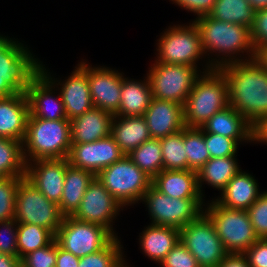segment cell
<instances>
[{"label":"cell","instance_id":"cell-1","mask_svg":"<svg viewBox=\"0 0 267 267\" xmlns=\"http://www.w3.org/2000/svg\"><path fill=\"white\" fill-rule=\"evenodd\" d=\"M228 82L229 105L252 126L267 116V70L254 59L219 68Z\"/></svg>","mask_w":267,"mask_h":267},{"label":"cell","instance_id":"cell-2","mask_svg":"<svg viewBox=\"0 0 267 267\" xmlns=\"http://www.w3.org/2000/svg\"><path fill=\"white\" fill-rule=\"evenodd\" d=\"M194 23L200 31L204 53L213 51L219 54L222 53V55L227 54L225 55L226 58L221 57L220 61H217V59L216 61H209L210 64L207 63L206 71L219 69L235 62L248 61L238 57L236 59L234 54L236 53L237 56L240 51L246 52L247 55L250 54L248 55L250 60L255 58V49L252 44L249 27L213 19L209 15L197 17ZM232 54L233 56H231ZM227 57L229 58L227 59Z\"/></svg>","mask_w":267,"mask_h":267},{"label":"cell","instance_id":"cell-3","mask_svg":"<svg viewBox=\"0 0 267 267\" xmlns=\"http://www.w3.org/2000/svg\"><path fill=\"white\" fill-rule=\"evenodd\" d=\"M183 105L185 127L201 128L216 112L229 106L228 82L219 69L203 72Z\"/></svg>","mask_w":267,"mask_h":267},{"label":"cell","instance_id":"cell-4","mask_svg":"<svg viewBox=\"0 0 267 267\" xmlns=\"http://www.w3.org/2000/svg\"><path fill=\"white\" fill-rule=\"evenodd\" d=\"M22 143L26 163L32 164L31 161L38 159L67 158L71 148L70 120L28 118Z\"/></svg>","mask_w":267,"mask_h":267},{"label":"cell","instance_id":"cell-5","mask_svg":"<svg viewBox=\"0 0 267 267\" xmlns=\"http://www.w3.org/2000/svg\"><path fill=\"white\" fill-rule=\"evenodd\" d=\"M21 43L0 35V99L26 93L30 78L39 70L36 58Z\"/></svg>","mask_w":267,"mask_h":267},{"label":"cell","instance_id":"cell-6","mask_svg":"<svg viewBox=\"0 0 267 267\" xmlns=\"http://www.w3.org/2000/svg\"><path fill=\"white\" fill-rule=\"evenodd\" d=\"M209 204L204 212L213 222L227 253L244 254L259 239L247 210L229 209L216 200Z\"/></svg>","mask_w":267,"mask_h":267},{"label":"cell","instance_id":"cell-7","mask_svg":"<svg viewBox=\"0 0 267 267\" xmlns=\"http://www.w3.org/2000/svg\"><path fill=\"white\" fill-rule=\"evenodd\" d=\"M96 177L122 206L142 200L144 193L152 185V178L128 155L102 169Z\"/></svg>","mask_w":267,"mask_h":267},{"label":"cell","instance_id":"cell-8","mask_svg":"<svg viewBox=\"0 0 267 267\" xmlns=\"http://www.w3.org/2000/svg\"><path fill=\"white\" fill-rule=\"evenodd\" d=\"M63 219L59 205L48 200L29 180L24 178L19 183L15 211L17 223L35 224L55 236Z\"/></svg>","mask_w":267,"mask_h":267},{"label":"cell","instance_id":"cell-9","mask_svg":"<svg viewBox=\"0 0 267 267\" xmlns=\"http://www.w3.org/2000/svg\"><path fill=\"white\" fill-rule=\"evenodd\" d=\"M180 241L193 254L199 267H217L228 255L205 212L180 229Z\"/></svg>","mask_w":267,"mask_h":267},{"label":"cell","instance_id":"cell-10","mask_svg":"<svg viewBox=\"0 0 267 267\" xmlns=\"http://www.w3.org/2000/svg\"><path fill=\"white\" fill-rule=\"evenodd\" d=\"M202 200V198H172L158 191L153 185L144 193L142 199L148 205L151 224L171 226L179 230L204 212Z\"/></svg>","mask_w":267,"mask_h":267},{"label":"cell","instance_id":"cell-11","mask_svg":"<svg viewBox=\"0 0 267 267\" xmlns=\"http://www.w3.org/2000/svg\"><path fill=\"white\" fill-rule=\"evenodd\" d=\"M114 238L103 226L83 222L73 216H64L62 225L55 234L58 246L78 258L100 251Z\"/></svg>","mask_w":267,"mask_h":267},{"label":"cell","instance_id":"cell-12","mask_svg":"<svg viewBox=\"0 0 267 267\" xmlns=\"http://www.w3.org/2000/svg\"><path fill=\"white\" fill-rule=\"evenodd\" d=\"M147 77L154 99L184 105L200 75L195 67L156 62Z\"/></svg>","mask_w":267,"mask_h":267},{"label":"cell","instance_id":"cell-13","mask_svg":"<svg viewBox=\"0 0 267 267\" xmlns=\"http://www.w3.org/2000/svg\"><path fill=\"white\" fill-rule=\"evenodd\" d=\"M158 59L155 62L187 65L197 68L196 62L205 53L200 31L194 23L189 26H172L161 35L158 43Z\"/></svg>","mask_w":267,"mask_h":267},{"label":"cell","instance_id":"cell-14","mask_svg":"<svg viewBox=\"0 0 267 267\" xmlns=\"http://www.w3.org/2000/svg\"><path fill=\"white\" fill-rule=\"evenodd\" d=\"M123 206L110 194L97 177L89 184L79 208L72 215L83 222L108 229L115 237L111 222Z\"/></svg>","mask_w":267,"mask_h":267},{"label":"cell","instance_id":"cell-15","mask_svg":"<svg viewBox=\"0 0 267 267\" xmlns=\"http://www.w3.org/2000/svg\"><path fill=\"white\" fill-rule=\"evenodd\" d=\"M42 64L39 70L30 78L26 87V96L29 103V117L46 120L67 119L63 100L52 96L55 82ZM54 85V86H53ZM52 91V92H51Z\"/></svg>","mask_w":267,"mask_h":267},{"label":"cell","instance_id":"cell-16","mask_svg":"<svg viewBox=\"0 0 267 267\" xmlns=\"http://www.w3.org/2000/svg\"><path fill=\"white\" fill-rule=\"evenodd\" d=\"M124 156L125 153L109 135L91 143L71 144L67 159L71 166L90 171L96 176Z\"/></svg>","mask_w":267,"mask_h":267},{"label":"cell","instance_id":"cell-17","mask_svg":"<svg viewBox=\"0 0 267 267\" xmlns=\"http://www.w3.org/2000/svg\"><path fill=\"white\" fill-rule=\"evenodd\" d=\"M78 65L87 73L93 106L114 116L120 105L122 74L108 67L93 68L83 61Z\"/></svg>","mask_w":267,"mask_h":267},{"label":"cell","instance_id":"cell-18","mask_svg":"<svg viewBox=\"0 0 267 267\" xmlns=\"http://www.w3.org/2000/svg\"><path fill=\"white\" fill-rule=\"evenodd\" d=\"M32 165L27 163L25 178L29 180L48 200L60 203L66 168L69 165L67 158L38 159Z\"/></svg>","mask_w":267,"mask_h":267},{"label":"cell","instance_id":"cell-19","mask_svg":"<svg viewBox=\"0 0 267 267\" xmlns=\"http://www.w3.org/2000/svg\"><path fill=\"white\" fill-rule=\"evenodd\" d=\"M143 117L154 139L165 138L185 128L183 105L175 102L152 98Z\"/></svg>","mask_w":267,"mask_h":267},{"label":"cell","instance_id":"cell-20","mask_svg":"<svg viewBox=\"0 0 267 267\" xmlns=\"http://www.w3.org/2000/svg\"><path fill=\"white\" fill-rule=\"evenodd\" d=\"M29 117L26 93L0 99V137L23 142Z\"/></svg>","mask_w":267,"mask_h":267},{"label":"cell","instance_id":"cell-21","mask_svg":"<svg viewBox=\"0 0 267 267\" xmlns=\"http://www.w3.org/2000/svg\"><path fill=\"white\" fill-rule=\"evenodd\" d=\"M60 85V96L67 119H75L94 107L87 73L79 65Z\"/></svg>","mask_w":267,"mask_h":267},{"label":"cell","instance_id":"cell-22","mask_svg":"<svg viewBox=\"0 0 267 267\" xmlns=\"http://www.w3.org/2000/svg\"><path fill=\"white\" fill-rule=\"evenodd\" d=\"M113 115L93 107L70 120L71 144L91 143L110 135Z\"/></svg>","mask_w":267,"mask_h":267},{"label":"cell","instance_id":"cell-23","mask_svg":"<svg viewBox=\"0 0 267 267\" xmlns=\"http://www.w3.org/2000/svg\"><path fill=\"white\" fill-rule=\"evenodd\" d=\"M200 129L233 138L237 143L252 141L253 126L230 105L216 112Z\"/></svg>","mask_w":267,"mask_h":267},{"label":"cell","instance_id":"cell-24","mask_svg":"<svg viewBox=\"0 0 267 267\" xmlns=\"http://www.w3.org/2000/svg\"><path fill=\"white\" fill-rule=\"evenodd\" d=\"M152 185L172 198H202L197 172L192 170H162L152 179Z\"/></svg>","mask_w":267,"mask_h":267},{"label":"cell","instance_id":"cell-25","mask_svg":"<svg viewBox=\"0 0 267 267\" xmlns=\"http://www.w3.org/2000/svg\"><path fill=\"white\" fill-rule=\"evenodd\" d=\"M261 194L262 192L258 191L256 179L251 174L240 170L227 183L221 197L215 200L229 209L248 210Z\"/></svg>","mask_w":267,"mask_h":267},{"label":"cell","instance_id":"cell-26","mask_svg":"<svg viewBox=\"0 0 267 267\" xmlns=\"http://www.w3.org/2000/svg\"><path fill=\"white\" fill-rule=\"evenodd\" d=\"M110 135L125 155L151 139L143 116H114Z\"/></svg>","mask_w":267,"mask_h":267},{"label":"cell","instance_id":"cell-27","mask_svg":"<svg viewBox=\"0 0 267 267\" xmlns=\"http://www.w3.org/2000/svg\"><path fill=\"white\" fill-rule=\"evenodd\" d=\"M95 177L90 171L68 165L62 197L58 204L64 216H72L76 212L86 189Z\"/></svg>","mask_w":267,"mask_h":267},{"label":"cell","instance_id":"cell-28","mask_svg":"<svg viewBox=\"0 0 267 267\" xmlns=\"http://www.w3.org/2000/svg\"><path fill=\"white\" fill-rule=\"evenodd\" d=\"M145 81H134L122 75L121 97L118 112L114 116H143L152 97L148 77Z\"/></svg>","mask_w":267,"mask_h":267},{"label":"cell","instance_id":"cell-29","mask_svg":"<svg viewBox=\"0 0 267 267\" xmlns=\"http://www.w3.org/2000/svg\"><path fill=\"white\" fill-rule=\"evenodd\" d=\"M146 228L139 239L141 248L151 260L160 263L180 241V230L171 226L154 224H150Z\"/></svg>","mask_w":267,"mask_h":267},{"label":"cell","instance_id":"cell-30","mask_svg":"<svg viewBox=\"0 0 267 267\" xmlns=\"http://www.w3.org/2000/svg\"><path fill=\"white\" fill-rule=\"evenodd\" d=\"M236 156L210 158L198 171V187L202 195V182L224 190L227 183L241 170L238 167Z\"/></svg>","mask_w":267,"mask_h":267},{"label":"cell","instance_id":"cell-31","mask_svg":"<svg viewBox=\"0 0 267 267\" xmlns=\"http://www.w3.org/2000/svg\"><path fill=\"white\" fill-rule=\"evenodd\" d=\"M256 10L248 0H216L209 14L213 19L251 28Z\"/></svg>","mask_w":267,"mask_h":267},{"label":"cell","instance_id":"cell-32","mask_svg":"<svg viewBox=\"0 0 267 267\" xmlns=\"http://www.w3.org/2000/svg\"><path fill=\"white\" fill-rule=\"evenodd\" d=\"M26 168L23 143L0 137V177H25Z\"/></svg>","mask_w":267,"mask_h":267},{"label":"cell","instance_id":"cell-33","mask_svg":"<svg viewBox=\"0 0 267 267\" xmlns=\"http://www.w3.org/2000/svg\"><path fill=\"white\" fill-rule=\"evenodd\" d=\"M128 157L152 179L162 170L163 158L159 139L151 138L132 150Z\"/></svg>","mask_w":267,"mask_h":267},{"label":"cell","instance_id":"cell-34","mask_svg":"<svg viewBox=\"0 0 267 267\" xmlns=\"http://www.w3.org/2000/svg\"><path fill=\"white\" fill-rule=\"evenodd\" d=\"M55 236L43 227L35 224L18 223L17 248L18 257L21 259L29 252L41 249L49 245Z\"/></svg>","mask_w":267,"mask_h":267},{"label":"cell","instance_id":"cell-35","mask_svg":"<svg viewBox=\"0 0 267 267\" xmlns=\"http://www.w3.org/2000/svg\"><path fill=\"white\" fill-rule=\"evenodd\" d=\"M183 141L187 157V170L197 172L210 159L204 132L200 128L185 127Z\"/></svg>","mask_w":267,"mask_h":267},{"label":"cell","instance_id":"cell-36","mask_svg":"<svg viewBox=\"0 0 267 267\" xmlns=\"http://www.w3.org/2000/svg\"><path fill=\"white\" fill-rule=\"evenodd\" d=\"M159 140L161 143L164 170H187L183 129Z\"/></svg>","mask_w":267,"mask_h":267},{"label":"cell","instance_id":"cell-37","mask_svg":"<svg viewBox=\"0 0 267 267\" xmlns=\"http://www.w3.org/2000/svg\"><path fill=\"white\" fill-rule=\"evenodd\" d=\"M120 240L115 237L105 248L80 258L78 267H117L124 260Z\"/></svg>","mask_w":267,"mask_h":267},{"label":"cell","instance_id":"cell-38","mask_svg":"<svg viewBox=\"0 0 267 267\" xmlns=\"http://www.w3.org/2000/svg\"><path fill=\"white\" fill-rule=\"evenodd\" d=\"M24 178L0 177V222L15 218L17 189Z\"/></svg>","mask_w":267,"mask_h":267},{"label":"cell","instance_id":"cell-39","mask_svg":"<svg viewBox=\"0 0 267 267\" xmlns=\"http://www.w3.org/2000/svg\"><path fill=\"white\" fill-rule=\"evenodd\" d=\"M204 140L209 151L210 158L235 156L238 143L229 137L219 134L204 133Z\"/></svg>","mask_w":267,"mask_h":267},{"label":"cell","instance_id":"cell-40","mask_svg":"<svg viewBox=\"0 0 267 267\" xmlns=\"http://www.w3.org/2000/svg\"><path fill=\"white\" fill-rule=\"evenodd\" d=\"M247 213L258 238H267V192L248 208Z\"/></svg>","mask_w":267,"mask_h":267},{"label":"cell","instance_id":"cell-41","mask_svg":"<svg viewBox=\"0 0 267 267\" xmlns=\"http://www.w3.org/2000/svg\"><path fill=\"white\" fill-rule=\"evenodd\" d=\"M24 267H55L56 266V240L49 245L29 252L20 259Z\"/></svg>","mask_w":267,"mask_h":267},{"label":"cell","instance_id":"cell-42","mask_svg":"<svg viewBox=\"0 0 267 267\" xmlns=\"http://www.w3.org/2000/svg\"><path fill=\"white\" fill-rule=\"evenodd\" d=\"M163 267H199L193 254L179 241L160 262Z\"/></svg>","mask_w":267,"mask_h":267},{"label":"cell","instance_id":"cell-43","mask_svg":"<svg viewBox=\"0 0 267 267\" xmlns=\"http://www.w3.org/2000/svg\"><path fill=\"white\" fill-rule=\"evenodd\" d=\"M0 253L11 256H18L17 248V227L18 223L15 218L0 222ZM15 228V229H14ZM6 231V232H5ZM6 233V234H5ZM4 235H7L6 237Z\"/></svg>","mask_w":267,"mask_h":267},{"label":"cell","instance_id":"cell-44","mask_svg":"<svg viewBox=\"0 0 267 267\" xmlns=\"http://www.w3.org/2000/svg\"><path fill=\"white\" fill-rule=\"evenodd\" d=\"M250 30L255 50L262 45H267V8L256 10L254 23Z\"/></svg>","mask_w":267,"mask_h":267},{"label":"cell","instance_id":"cell-45","mask_svg":"<svg viewBox=\"0 0 267 267\" xmlns=\"http://www.w3.org/2000/svg\"><path fill=\"white\" fill-rule=\"evenodd\" d=\"M244 255L250 267H267V238H259Z\"/></svg>","mask_w":267,"mask_h":267},{"label":"cell","instance_id":"cell-46","mask_svg":"<svg viewBox=\"0 0 267 267\" xmlns=\"http://www.w3.org/2000/svg\"><path fill=\"white\" fill-rule=\"evenodd\" d=\"M182 8L196 13L198 16L209 15L216 0H171Z\"/></svg>","mask_w":267,"mask_h":267},{"label":"cell","instance_id":"cell-47","mask_svg":"<svg viewBox=\"0 0 267 267\" xmlns=\"http://www.w3.org/2000/svg\"><path fill=\"white\" fill-rule=\"evenodd\" d=\"M80 258L58 246L56 242V266L55 267H78Z\"/></svg>","mask_w":267,"mask_h":267},{"label":"cell","instance_id":"cell-48","mask_svg":"<svg viewBox=\"0 0 267 267\" xmlns=\"http://www.w3.org/2000/svg\"><path fill=\"white\" fill-rule=\"evenodd\" d=\"M217 267H250L244 254H228Z\"/></svg>","mask_w":267,"mask_h":267},{"label":"cell","instance_id":"cell-49","mask_svg":"<svg viewBox=\"0 0 267 267\" xmlns=\"http://www.w3.org/2000/svg\"><path fill=\"white\" fill-rule=\"evenodd\" d=\"M252 141L267 143V116L261 118L253 126Z\"/></svg>","mask_w":267,"mask_h":267},{"label":"cell","instance_id":"cell-50","mask_svg":"<svg viewBox=\"0 0 267 267\" xmlns=\"http://www.w3.org/2000/svg\"><path fill=\"white\" fill-rule=\"evenodd\" d=\"M19 265L20 258L18 256L0 253V267H18Z\"/></svg>","mask_w":267,"mask_h":267},{"label":"cell","instance_id":"cell-51","mask_svg":"<svg viewBox=\"0 0 267 267\" xmlns=\"http://www.w3.org/2000/svg\"><path fill=\"white\" fill-rule=\"evenodd\" d=\"M254 60L267 70V45H262L255 50Z\"/></svg>","mask_w":267,"mask_h":267},{"label":"cell","instance_id":"cell-52","mask_svg":"<svg viewBox=\"0 0 267 267\" xmlns=\"http://www.w3.org/2000/svg\"><path fill=\"white\" fill-rule=\"evenodd\" d=\"M248 1L255 10L267 8V0H248Z\"/></svg>","mask_w":267,"mask_h":267},{"label":"cell","instance_id":"cell-53","mask_svg":"<svg viewBox=\"0 0 267 267\" xmlns=\"http://www.w3.org/2000/svg\"><path fill=\"white\" fill-rule=\"evenodd\" d=\"M125 262V260H123L122 262H121V264H119V266H117V267H127L125 264L126 263H124Z\"/></svg>","mask_w":267,"mask_h":267}]
</instances>
